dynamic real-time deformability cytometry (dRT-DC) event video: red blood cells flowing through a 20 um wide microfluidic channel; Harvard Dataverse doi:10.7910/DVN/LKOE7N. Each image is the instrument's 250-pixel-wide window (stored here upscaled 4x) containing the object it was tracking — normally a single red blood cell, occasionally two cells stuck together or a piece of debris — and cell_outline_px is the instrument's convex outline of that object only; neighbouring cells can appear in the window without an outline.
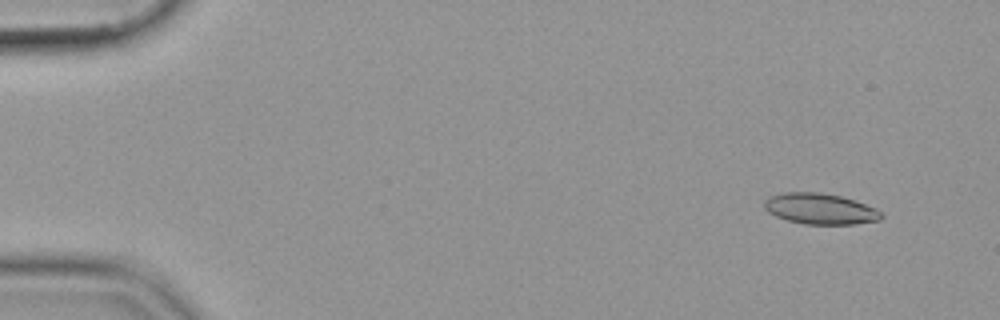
{"species": "common noctule bat (a hibernating species)", "species_latin": "Nyctalus noctula", "temperature_condition": "cold", "stored_images_in_passage": 51, "camera_frame_rate_fps": 3000, "um_per_image_px": 0.085, "animal": {"sex": "female", "body_mass_g": 19.9}, "frame": {"image": 1, "passage_image": 1, "time_ms": 0.0, "image_size_px": [1000, 320], "cell_outline_px": [[884, 216], [880, 220], [856, 224], [804, 224], [788, 220], [776, 216], [768, 212], [764, 208], [764, 200], [768, 196], [784, 192], [820, 192], [840, 196], [876, 208]], "centroid_in_image_um": [69.69, 17.75], "position_along_channel_um": 15.3, "area_um2": 21.04}}
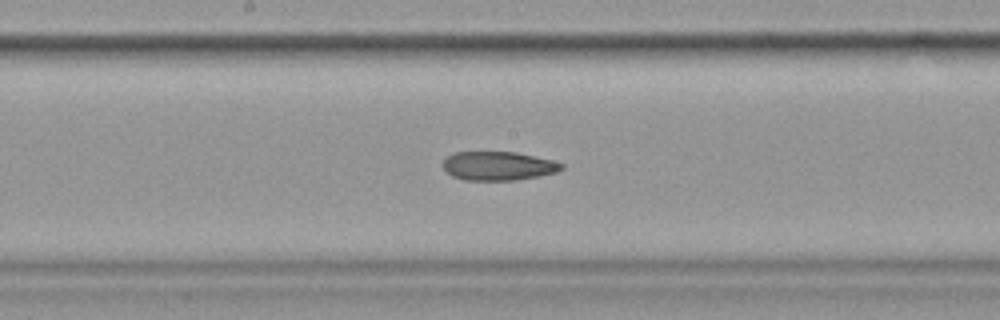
{"frame": {"image": 2, "passage_image": 26, "time_ms": 8.333, "image_size_px": [1000, 320], "cell_outline_px": [[564, 168], [556, 172], [540, 176], [516, 180], [464, 180], [452, 176], [444, 172], [444, 160], [452, 152], [516, 152], [552, 160], [564, 164]], "centroid_in_image_um": [42.34, 14.11], "position_along_channel_um": 205.9, "area_um2": 20.0}}
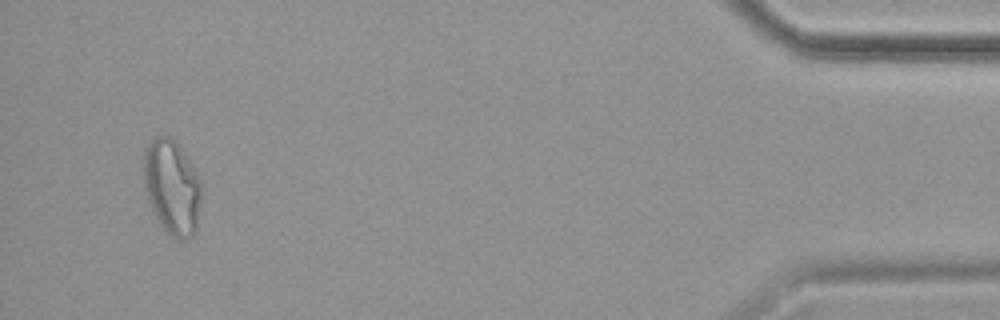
{"frame": {"image": 3, "passage_image": 49, "time_ms": 16.0, "image_size_px": [1000, 320], "cell_outline_px": [[200, 208], [196, 232], [188, 240], [180, 240], [172, 236], [160, 224], [148, 200], [144, 188], [144, 148], [156, 136], [172, 136], [188, 160], [200, 180]], "centroid_in_image_um": [14.61, 15.92], "position_along_channel_um": 420.6, "area_um2": 31.67}}